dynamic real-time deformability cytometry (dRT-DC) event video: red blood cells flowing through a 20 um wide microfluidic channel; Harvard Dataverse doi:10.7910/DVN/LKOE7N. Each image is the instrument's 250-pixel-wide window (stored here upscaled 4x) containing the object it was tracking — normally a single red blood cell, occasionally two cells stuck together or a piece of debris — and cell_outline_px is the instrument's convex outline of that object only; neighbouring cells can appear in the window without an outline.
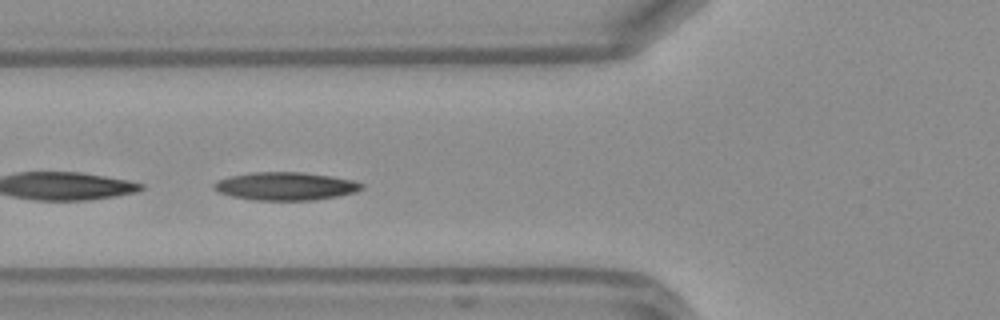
{"species": "Egyptian fruit bat (a non-hibernating species)", "species_latin": "Rousettus aegyptiacus", "temperature_condition": "warm", "stored_images_in_passage": 23, "camera_frame_rate_fps": 3000, "um_per_image_px": 0.085, "frame": {"image": 1, "passage_image": 4, "time_ms": 1.0, "image_size_px": [1000, 320], "cell_outline_px": [[364, 188], [356, 192], [336, 196], [312, 200], [252, 200], [232, 196], [220, 192], [212, 188], [212, 184], [216, 180], [232, 176], [252, 172], [300, 172], [332, 176], [352, 180], [364, 184]], "centroid_in_image_um": [24.26, 15.82], "position_along_channel_um": 101.5, "area_um2": 24.1}}
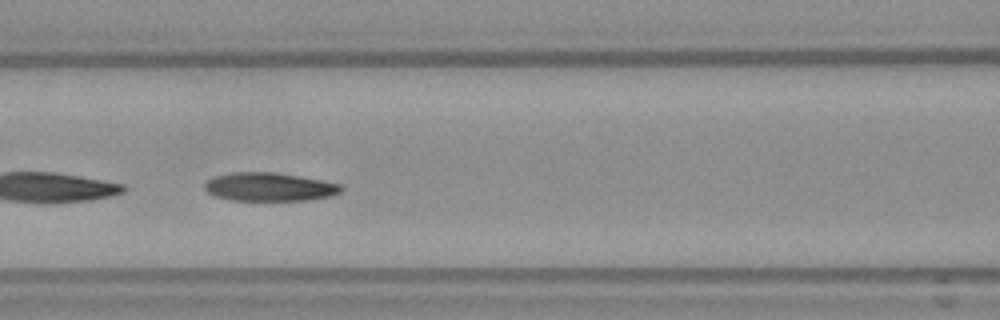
{"frame": {"image": 2, "passage_image": 7, "time_ms": 2.0, "image_size_px": [1000, 320], "cell_outline_px": [[344, 188], [340, 192], [332, 196], [308, 200], [232, 200], [216, 196], [208, 192], [204, 188], [204, 184], [208, 180], [216, 176], [232, 172], [272, 172], [300, 176], [324, 180], [344, 184]], "centroid_in_image_um": [22.96, 15.88], "position_along_channel_um": 143.6, "area_um2": 22.72}, "authors_computed_cell_mechanics": {"area_um2": 23.3512, "velocity_mm_per_s": 4.169, "shape_relaxation_time_tau1_ms": 4.4884, "shape_relaxation_time_tau2_ms": 2.5372, "deformation_change_tau1": 0.1503, "deformation_change_tau2": 0.0853}}